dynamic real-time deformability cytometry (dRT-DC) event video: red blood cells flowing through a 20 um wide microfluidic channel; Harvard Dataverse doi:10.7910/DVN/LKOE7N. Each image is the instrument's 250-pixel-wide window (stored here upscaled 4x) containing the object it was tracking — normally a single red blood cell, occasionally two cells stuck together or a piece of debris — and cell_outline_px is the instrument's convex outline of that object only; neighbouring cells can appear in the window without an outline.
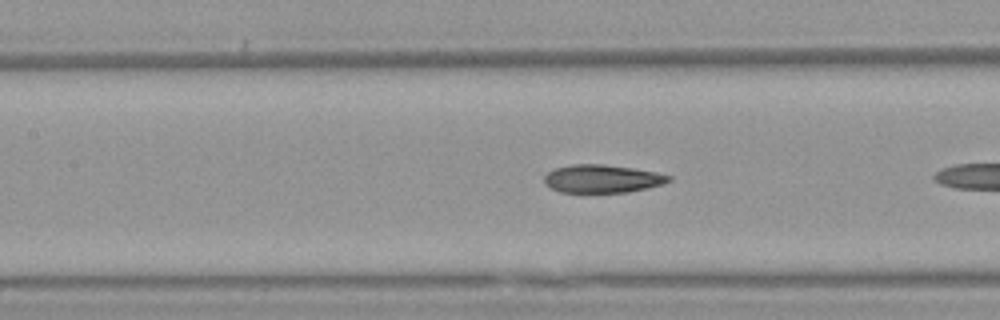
{"species": "Egyptian fruit bat (a non-hibernating species)", "species_latin": "Rousettus aegyptiacus", "temperature_condition": "warm", "stored_images_in_passage": 9, "camera_frame_rate_fps": 3000, "um_per_image_px": 0.085, "animal": {"sex": "female"}, "frame": {"image": 1, "passage_image": 8, "time_ms": 2.333, "image_size_px": [1000, 320], "cell_outline_px": [[672, 180], [664, 184], [648, 188], [628, 192], [560, 192], [544, 184], [544, 176], [552, 168], [572, 164], [604, 164], [632, 168], [656, 172], [672, 176]], "centroid_in_image_um": [51.19, 15.19], "position_along_channel_um": 156.2, "area_um2": 20.52}}